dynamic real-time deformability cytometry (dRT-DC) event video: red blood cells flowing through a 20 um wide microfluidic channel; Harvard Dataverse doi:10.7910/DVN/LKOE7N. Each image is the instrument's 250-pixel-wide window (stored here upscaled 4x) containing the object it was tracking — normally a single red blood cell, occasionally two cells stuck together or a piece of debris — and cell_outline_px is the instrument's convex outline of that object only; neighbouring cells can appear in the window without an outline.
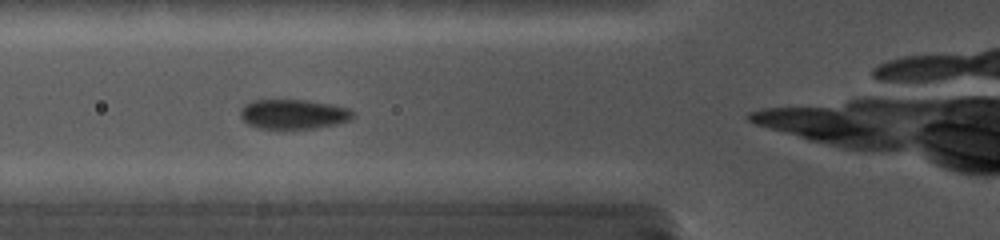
{"species": "common noctule bat (a hibernating species)", "species_latin": "Nyctalus noctula", "temperature_condition": "cold", "stored_images_in_passage": 16, "camera_frame_rate_fps": 5000, "um_per_image_px": 0.085, "animal": {"sex": "female", "body_mass_g": 19.0, "forearm_length_mm": 56.7}, "frame": {"image": 1, "passage_image": 3, "time_ms": 1.4, "image_size_px": [1000, 240], "cell_outline_px": [[356, 116], [348, 120], [336, 124], [316, 128], [284, 132], [280, 132], [260, 128], [248, 124], [240, 116], [240, 108], [244, 104], [252, 100], [308, 100], [332, 104], [348, 108], [356, 112]], "centroid_in_image_um": [24.93, 9.74], "position_along_channel_um": 100.9, "area_um2": 20.4}}
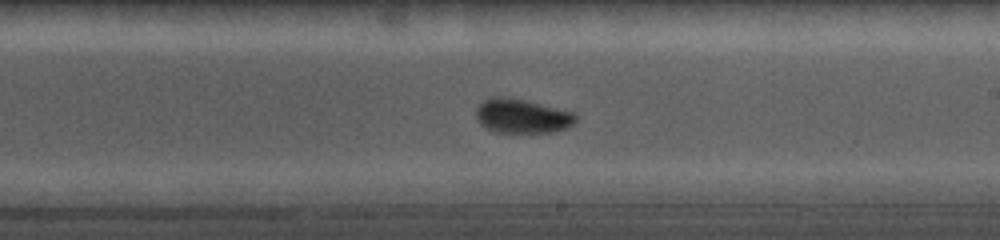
{"frame": {"image": 2, "passage_image": 8, "time_ms": 5.2, "image_size_px": [1000, 240], "cell_outline_px": [[576, 120], [572, 124], [564, 128], [548, 132], [500, 132], [488, 128], [476, 116], [476, 108], [484, 100], [492, 96], [504, 96], [524, 100], [572, 112], [576, 116]], "centroid_in_image_um": [44.35, 9.84], "position_along_channel_um": 244.6, "area_um2": 19.25}}
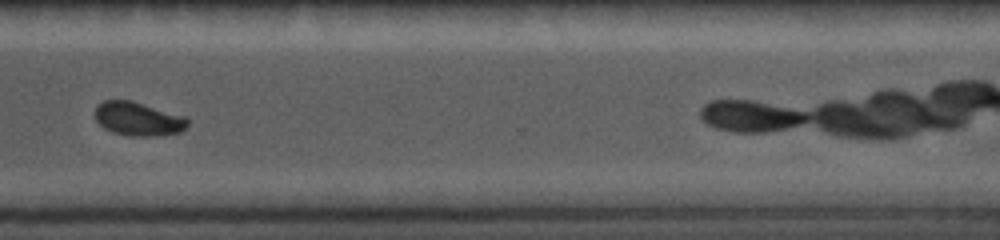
{"frame": {"image": 3, "passage_image": 12, "time_ms": 8.2, "image_size_px": [1000, 240], "cell_outline_px": [[188, 124], [180, 132], [160, 136], [132, 136], [116, 132], [104, 128], [96, 120], [96, 108], [104, 100], [132, 100], [188, 116]], "centroid_in_image_um": [11.81, 10.09], "position_along_channel_um": 358.8, "area_um2": 18.26}}